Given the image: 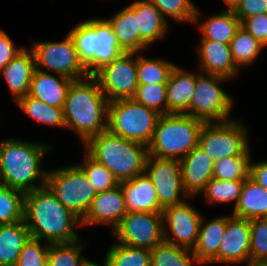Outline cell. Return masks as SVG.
<instances>
[{
    "label": "cell",
    "instance_id": "681fc988",
    "mask_svg": "<svg viewBox=\"0 0 267 266\" xmlns=\"http://www.w3.org/2000/svg\"><path fill=\"white\" fill-rule=\"evenodd\" d=\"M83 266H100V265H98V264H96V263H93V262L87 260V261L83 264ZM104 266H108L107 263H106L105 261H104Z\"/></svg>",
    "mask_w": 267,
    "mask_h": 266
},
{
    "label": "cell",
    "instance_id": "e0dca14e",
    "mask_svg": "<svg viewBox=\"0 0 267 266\" xmlns=\"http://www.w3.org/2000/svg\"><path fill=\"white\" fill-rule=\"evenodd\" d=\"M127 212L124 194L119 184L96 194L87 214L81 220V225L104 223L112 225L114 230Z\"/></svg>",
    "mask_w": 267,
    "mask_h": 266
},
{
    "label": "cell",
    "instance_id": "b9f144b4",
    "mask_svg": "<svg viewBox=\"0 0 267 266\" xmlns=\"http://www.w3.org/2000/svg\"><path fill=\"white\" fill-rule=\"evenodd\" d=\"M250 222V262H267V218Z\"/></svg>",
    "mask_w": 267,
    "mask_h": 266
},
{
    "label": "cell",
    "instance_id": "52a82bcc",
    "mask_svg": "<svg viewBox=\"0 0 267 266\" xmlns=\"http://www.w3.org/2000/svg\"><path fill=\"white\" fill-rule=\"evenodd\" d=\"M160 115L132 98L114 100L108 104L107 130L148 146Z\"/></svg>",
    "mask_w": 267,
    "mask_h": 266
},
{
    "label": "cell",
    "instance_id": "7dc6e473",
    "mask_svg": "<svg viewBox=\"0 0 267 266\" xmlns=\"http://www.w3.org/2000/svg\"><path fill=\"white\" fill-rule=\"evenodd\" d=\"M250 177L267 190V162L251 163Z\"/></svg>",
    "mask_w": 267,
    "mask_h": 266
},
{
    "label": "cell",
    "instance_id": "e575fe53",
    "mask_svg": "<svg viewBox=\"0 0 267 266\" xmlns=\"http://www.w3.org/2000/svg\"><path fill=\"white\" fill-rule=\"evenodd\" d=\"M235 65L252 64L260 50L264 47L256 38L247 32L242 26L236 32L229 43Z\"/></svg>",
    "mask_w": 267,
    "mask_h": 266
},
{
    "label": "cell",
    "instance_id": "8992f818",
    "mask_svg": "<svg viewBox=\"0 0 267 266\" xmlns=\"http://www.w3.org/2000/svg\"><path fill=\"white\" fill-rule=\"evenodd\" d=\"M204 123L186 114L160 115L153 137L147 146L148 156L180 161L193 148L198 147Z\"/></svg>",
    "mask_w": 267,
    "mask_h": 266
},
{
    "label": "cell",
    "instance_id": "277c9868",
    "mask_svg": "<svg viewBox=\"0 0 267 266\" xmlns=\"http://www.w3.org/2000/svg\"><path fill=\"white\" fill-rule=\"evenodd\" d=\"M50 147L10 139L0 143V184L24 193L46 185L47 172L41 171V159ZM42 179L40 186L32 184Z\"/></svg>",
    "mask_w": 267,
    "mask_h": 266
},
{
    "label": "cell",
    "instance_id": "d4e9b609",
    "mask_svg": "<svg viewBox=\"0 0 267 266\" xmlns=\"http://www.w3.org/2000/svg\"><path fill=\"white\" fill-rule=\"evenodd\" d=\"M129 7L137 15V30L147 45L163 37L168 25L164 16L150 0H138Z\"/></svg>",
    "mask_w": 267,
    "mask_h": 266
},
{
    "label": "cell",
    "instance_id": "1f68e13d",
    "mask_svg": "<svg viewBox=\"0 0 267 266\" xmlns=\"http://www.w3.org/2000/svg\"><path fill=\"white\" fill-rule=\"evenodd\" d=\"M25 193L0 184V225L24 221Z\"/></svg>",
    "mask_w": 267,
    "mask_h": 266
},
{
    "label": "cell",
    "instance_id": "603a6c76",
    "mask_svg": "<svg viewBox=\"0 0 267 266\" xmlns=\"http://www.w3.org/2000/svg\"><path fill=\"white\" fill-rule=\"evenodd\" d=\"M35 70L33 51L22 50L0 71L16 101L29 94L32 74Z\"/></svg>",
    "mask_w": 267,
    "mask_h": 266
},
{
    "label": "cell",
    "instance_id": "74e56055",
    "mask_svg": "<svg viewBox=\"0 0 267 266\" xmlns=\"http://www.w3.org/2000/svg\"><path fill=\"white\" fill-rule=\"evenodd\" d=\"M77 165L82 169L97 193L112 189L120 184L111 171L88 153L84 164Z\"/></svg>",
    "mask_w": 267,
    "mask_h": 266
},
{
    "label": "cell",
    "instance_id": "30bf717a",
    "mask_svg": "<svg viewBox=\"0 0 267 266\" xmlns=\"http://www.w3.org/2000/svg\"><path fill=\"white\" fill-rule=\"evenodd\" d=\"M247 130L240 122L204 123L198 147L216 162L225 157L240 156L248 150Z\"/></svg>",
    "mask_w": 267,
    "mask_h": 266
},
{
    "label": "cell",
    "instance_id": "ba28073f",
    "mask_svg": "<svg viewBox=\"0 0 267 266\" xmlns=\"http://www.w3.org/2000/svg\"><path fill=\"white\" fill-rule=\"evenodd\" d=\"M46 186L58 201L81 220L97 192L78 165L47 172Z\"/></svg>",
    "mask_w": 267,
    "mask_h": 266
},
{
    "label": "cell",
    "instance_id": "d590c367",
    "mask_svg": "<svg viewBox=\"0 0 267 266\" xmlns=\"http://www.w3.org/2000/svg\"><path fill=\"white\" fill-rule=\"evenodd\" d=\"M175 65L160 59L137 56V76L139 84H167Z\"/></svg>",
    "mask_w": 267,
    "mask_h": 266
},
{
    "label": "cell",
    "instance_id": "3957f363",
    "mask_svg": "<svg viewBox=\"0 0 267 266\" xmlns=\"http://www.w3.org/2000/svg\"><path fill=\"white\" fill-rule=\"evenodd\" d=\"M84 145L86 152L111 171L119 183L145 173L148 149L144 144L105 130Z\"/></svg>",
    "mask_w": 267,
    "mask_h": 266
},
{
    "label": "cell",
    "instance_id": "f546056e",
    "mask_svg": "<svg viewBox=\"0 0 267 266\" xmlns=\"http://www.w3.org/2000/svg\"><path fill=\"white\" fill-rule=\"evenodd\" d=\"M189 251L192 256L188 255ZM150 256L151 266H193L192 262L196 265L200 263L192 250L178 247L166 241L152 248Z\"/></svg>",
    "mask_w": 267,
    "mask_h": 266
},
{
    "label": "cell",
    "instance_id": "d6a6232c",
    "mask_svg": "<svg viewBox=\"0 0 267 266\" xmlns=\"http://www.w3.org/2000/svg\"><path fill=\"white\" fill-rule=\"evenodd\" d=\"M250 151L240 156L225 157L215 162L213 178L219 180L245 181L250 176Z\"/></svg>",
    "mask_w": 267,
    "mask_h": 266
},
{
    "label": "cell",
    "instance_id": "8fae6325",
    "mask_svg": "<svg viewBox=\"0 0 267 266\" xmlns=\"http://www.w3.org/2000/svg\"><path fill=\"white\" fill-rule=\"evenodd\" d=\"M162 213L127 212L113 230L121 244L151 250L164 241Z\"/></svg>",
    "mask_w": 267,
    "mask_h": 266
},
{
    "label": "cell",
    "instance_id": "f907efd6",
    "mask_svg": "<svg viewBox=\"0 0 267 266\" xmlns=\"http://www.w3.org/2000/svg\"><path fill=\"white\" fill-rule=\"evenodd\" d=\"M237 0H224V2L227 4V6L231 7L233 4H235Z\"/></svg>",
    "mask_w": 267,
    "mask_h": 266
},
{
    "label": "cell",
    "instance_id": "4dcf8cb0",
    "mask_svg": "<svg viewBox=\"0 0 267 266\" xmlns=\"http://www.w3.org/2000/svg\"><path fill=\"white\" fill-rule=\"evenodd\" d=\"M16 102L34 120L44 124L66 128L63 108L47 105L29 95L19 98Z\"/></svg>",
    "mask_w": 267,
    "mask_h": 266
},
{
    "label": "cell",
    "instance_id": "cb8c5ba5",
    "mask_svg": "<svg viewBox=\"0 0 267 266\" xmlns=\"http://www.w3.org/2000/svg\"><path fill=\"white\" fill-rule=\"evenodd\" d=\"M233 215L246 220L267 218V190L250 176L244 181Z\"/></svg>",
    "mask_w": 267,
    "mask_h": 266
},
{
    "label": "cell",
    "instance_id": "6da1fadb",
    "mask_svg": "<svg viewBox=\"0 0 267 266\" xmlns=\"http://www.w3.org/2000/svg\"><path fill=\"white\" fill-rule=\"evenodd\" d=\"M24 222L32 238L45 239L49 244L78 240L73 226L81 219L63 206L46 185L25 193Z\"/></svg>",
    "mask_w": 267,
    "mask_h": 266
},
{
    "label": "cell",
    "instance_id": "f1b7e54d",
    "mask_svg": "<svg viewBox=\"0 0 267 266\" xmlns=\"http://www.w3.org/2000/svg\"><path fill=\"white\" fill-rule=\"evenodd\" d=\"M241 26V21L235 16L231 7L210 17L201 24L202 40H213L229 44Z\"/></svg>",
    "mask_w": 267,
    "mask_h": 266
},
{
    "label": "cell",
    "instance_id": "5b68a950",
    "mask_svg": "<svg viewBox=\"0 0 267 266\" xmlns=\"http://www.w3.org/2000/svg\"><path fill=\"white\" fill-rule=\"evenodd\" d=\"M69 35L79 62L89 75H94L125 51L119 46L108 19H90L76 25Z\"/></svg>",
    "mask_w": 267,
    "mask_h": 266
},
{
    "label": "cell",
    "instance_id": "83f0119b",
    "mask_svg": "<svg viewBox=\"0 0 267 266\" xmlns=\"http://www.w3.org/2000/svg\"><path fill=\"white\" fill-rule=\"evenodd\" d=\"M108 20L119 46L125 52H138L148 46L139 36L137 15L129 6Z\"/></svg>",
    "mask_w": 267,
    "mask_h": 266
},
{
    "label": "cell",
    "instance_id": "8d00e7d4",
    "mask_svg": "<svg viewBox=\"0 0 267 266\" xmlns=\"http://www.w3.org/2000/svg\"><path fill=\"white\" fill-rule=\"evenodd\" d=\"M79 241L49 244L47 266H83L87 259L80 254L82 245L77 246Z\"/></svg>",
    "mask_w": 267,
    "mask_h": 266
},
{
    "label": "cell",
    "instance_id": "d6986e66",
    "mask_svg": "<svg viewBox=\"0 0 267 266\" xmlns=\"http://www.w3.org/2000/svg\"><path fill=\"white\" fill-rule=\"evenodd\" d=\"M128 212L162 213L157 191L146 173L120 182Z\"/></svg>",
    "mask_w": 267,
    "mask_h": 266
},
{
    "label": "cell",
    "instance_id": "ac0fdd59",
    "mask_svg": "<svg viewBox=\"0 0 267 266\" xmlns=\"http://www.w3.org/2000/svg\"><path fill=\"white\" fill-rule=\"evenodd\" d=\"M215 161L199 147L193 148L180 160L182 183L185 193L190 197L202 192L213 178Z\"/></svg>",
    "mask_w": 267,
    "mask_h": 266
},
{
    "label": "cell",
    "instance_id": "484cf974",
    "mask_svg": "<svg viewBox=\"0 0 267 266\" xmlns=\"http://www.w3.org/2000/svg\"><path fill=\"white\" fill-rule=\"evenodd\" d=\"M203 221L202 217L194 255L200 264L218 262V248L225 234L227 216L218 217L206 225Z\"/></svg>",
    "mask_w": 267,
    "mask_h": 266
},
{
    "label": "cell",
    "instance_id": "836d02e7",
    "mask_svg": "<svg viewBox=\"0 0 267 266\" xmlns=\"http://www.w3.org/2000/svg\"><path fill=\"white\" fill-rule=\"evenodd\" d=\"M108 266H151L150 250L115 244L105 257Z\"/></svg>",
    "mask_w": 267,
    "mask_h": 266
},
{
    "label": "cell",
    "instance_id": "ffe728a7",
    "mask_svg": "<svg viewBox=\"0 0 267 266\" xmlns=\"http://www.w3.org/2000/svg\"><path fill=\"white\" fill-rule=\"evenodd\" d=\"M58 78L35 68L29 96L53 107L63 108L72 79L58 74Z\"/></svg>",
    "mask_w": 267,
    "mask_h": 266
},
{
    "label": "cell",
    "instance_id": "c3c4849f",
    "mask_svg": "<svg viewBox=\"0 0 267 266\" xmlns=\"http://www.w3.org/2000/svg\"><path fill=\"white\" fill-rule=\"evenodd\" d=\"M247 266H267L265 261H251Z\"/></svg>",
    "mask_w": 267,
    "mask_h": 266
},
{
    "label": "cell",
    "instance_id": "7a4b0ae2",
    "mask_svg": "<svg viewBox=\"0 0 267 266\" xmlns=\"http://www.w3.org/2000/svg\"><path fill=\"white\" fill-rule=\"evenodd\" d=\"M108 104L93 75L73 80L63 107L66 127L74 129L85 144L91 137L107 130Z\"/></svg>",
    "mask_w": 267,
    "mask_h": 266
},
{
    "label": "cell",
    "instance_id": "f6af8a7d",
    "mask_svg": "<svg viewBox=\"0 0 267 266\" xmlns=\"http://www.w3.org/2000/svg\"><path fill=\"white\" fill-rule=\"evenodd\" d=\"M241 26L256 38L264 47L267 46V14L246 18Z\"/></svg>",
    "mask_w": 267,
    "mask_h": 266
},
{
    "label": "cell",
    "instance_id": "4316f807",
    "mask_svg": "<svg viewBox=\"0 0 267 266\" xmlns=\"http://www.w3.org/2000/svg\"><path fill=\"white\" fill-rule=\"evenodd\" d=\"M31 234L24 221L0 225V266H16Z\"/></svg>",
    "mask_w": 267,
    "mask_h": 266
},
{
    "label": "cell",
    "instance_id": "7402d4cb",
    "mask_svg": "<svg viewBox=\"0 0 267 266\" xmlns=\"http://www.w3.org/2000/svg\"><path fill=\"white\" fill-rule=\"evenodd\" d=\"M197 75L175 66L167 87V114H186L196 89Z\"/></svg>",
    "mask_w": 267,
    "mask_h": 266
},
{
    "label": "cell",
    "instance_id": "2e32d148",
    "mask_svg": "<svg viewBox=\"0 0 267 266\" xmlns=\"http://www.w3.org/2000/svg\"><path fill=\"white\" fill-rule=\"evenodd\" d=\"M250 263V222L234 215L227 216L225 234L218 248V262Z\"/></svg>",
    "mask_w": 267,
    "mask_h": 266
},
{
    "label": "cell",
    "instance_id": "60d3db41",
    "mask_svg": "<svg viewBox=\"0 0 267 266\" xmlns=\"http://www.w3.org/2000/svg\"><path fill=\"white\" fill-rule=\"evenodd\" d=\"M164 14L176 21H198L199 12L190 0H150Z\"/></svg>",
    "mask_w": 267,
    "mask_h": 266
},
{
    "label": "cell",
    "instance_id": "ab89813d",
    "mask_svg": "<svg viewBox=\"0 0 267 266\" xmlns=\"http://www.w3.org/2000/svg\"><path fill=\"white\" fill-rule=\"evenodd\" d=\"M132 99L161 115L167 114L166 84H139Z\"/></svg>",
    "mask_w": 267,
    "mask_h": 266
},
{
    "label": "cell",
    "instance_id": "9c48e42d",
    "mask_svg": "<svg viewBox=\"0 0 267 266\" xmlns=\"http://www.w3.org/2000/svg\"><path fill=\"white\" fill-rule=\"evenodd\" d=\"M197 75L196 89L188 108V115L205 123L229 121L232 98L218 83L227 78L206 74ZM228 118V119H227ZM217 120V121H216Z\"/></svg>",
    "mask_w": 267,
    "mask_h": 266
},
{
    "label": "cell",
    "instance_id": "7c38bea8",
    "mask_svg": "<svg viewBox=\"0 0 267 266\" xmlns=\"http://www.w3.org/2000/svg\"><path fill=\"white\" fill-rule=\"evenodd\" d=\"M133 54L137 52L122 53L93 75L109 102L134 96L139 83L137 58L133 59Z\"/></svg>",
    "mask_w": 267,
    "mask_h": 266
},
{
    "label": "cell",
    "instance_id": "ee69618b",
    "mask_svg": "<svg viewBox=\"0 0 267 266\" xmlns=\"http://www.w3.org/2000/svg\"><path fill=\"white\" fill-rule=\"evenodd\" d=\"M231 8L242 23L251 16L267 14V0H237Z\"/></svg>",
    "mask_w": 267,
    "mask_h": 266
},
{
    "label": "cell",
    "instance_id": "9a60e30c",
    "mask_svg": "<svg viewBox=\"0 0 267 266\" xmlns=\"http://www.w3.org/2000/svg\"><path fill=\"white\" fill-rule=\"evenodd\" d=\"M163 220L165 219L169 226L170 233L173 236L167 235L165 223H163L164 241L174 244L178 247L194 250L201 225L202 216L200 213L187 204L185 201L178 205H170L162 210Z\"/></svg>",
    "mask_w": 267,
    "mask_h": 266
},
{
    "label": "cell",
    "instance_id": "5bb4252c",
    "mask_svg": "<svg viewBox=\"0 0 267 266\" xmlns=\"http://www.w3.org/2000/svg\"><path fill=\"white\" fill-rule=\"evenodd\" d=\"M145 173L152 180L157 191L160 206L164 209L170 205H178L184 201L179 198L180 192L185 193L180 161L148 156Z\"/></svg>",
    "mask_w": 267,
    "mask_h": 266
},
{
    "label": "cell",
    "instance_id": "4fadbf2b",
    "mask_svg": "<svg viewBox=\"0 0 267 266\" xmlns=\"http://www.w3.org/2000/svg\"><path fill=\"white\" fill-rule=\"evenodd\" d=\"M32 51L35 56V68L52 70L55 73L79 80L89 76L79 62V56L73 40L68 34L62 42H37Z\"/></svg>",
    "mask_w": 267,
    "mask_h": 266
},
{
    "label": "cell",
    "instance_id": "f35d334b",
    "mask_svg": "<svg viewBox=\"0 0 267 266\" xmlns=\"http://www.w3.org/2000/svg\"><path fill=\"white\" fill-rule=\"evenodd\" d=\"M244 181L219 180L212 178L202 192L209 202L227 203L235 201L236 206Z\"/></svg>",
    "mask_w": 267,
    "mask_h": 266
},
{
    "label": "cell",
    "instance_id": "7bdbcfd3",
    "mask_svg": "<svg viewBox=\"0 0 267 266\" xmlns=\"http://www.w3.org/2000/svg\"><path fill=\"white\" fill-rule=\"evenodd\" d=\"M40 239L30 238L22 248L16 266H47L48 245H41Z\"/></svg>",
    "mask_w": 267,
    "mask_h": 266
},
{
    "label": "cell",
    "instance_id": "bcb514c9",
    "mask_svg": "<svg viewBox=\"0 0 267 266\" xmlns=\"http://www.w3.org/2000/svg\"><path fill=\"white\" fill-rule=\"evenodd\" d=\"M22 50L16 49L11 40L4 31L0 30V71Z\"/></svg>",
    "mask_w": 267,
    "mask_h": 266
},
{
    "label": "cell",
    "instance_id": "44dd1931",
    "mask_svg": "<svg viewBox=\"0 0 267 266\" xmlns=\"http://www.w3.org/2000/svg\"><path fill=\"white\" fill-rule=\"evenodd\" d=\"M198 49L201 70L227 79L234 77L238 67L233 60L229 44L202 40Z\"/></svg>",
    "mask_w": 267,
    "mask_h": 266
}]
</instances>
